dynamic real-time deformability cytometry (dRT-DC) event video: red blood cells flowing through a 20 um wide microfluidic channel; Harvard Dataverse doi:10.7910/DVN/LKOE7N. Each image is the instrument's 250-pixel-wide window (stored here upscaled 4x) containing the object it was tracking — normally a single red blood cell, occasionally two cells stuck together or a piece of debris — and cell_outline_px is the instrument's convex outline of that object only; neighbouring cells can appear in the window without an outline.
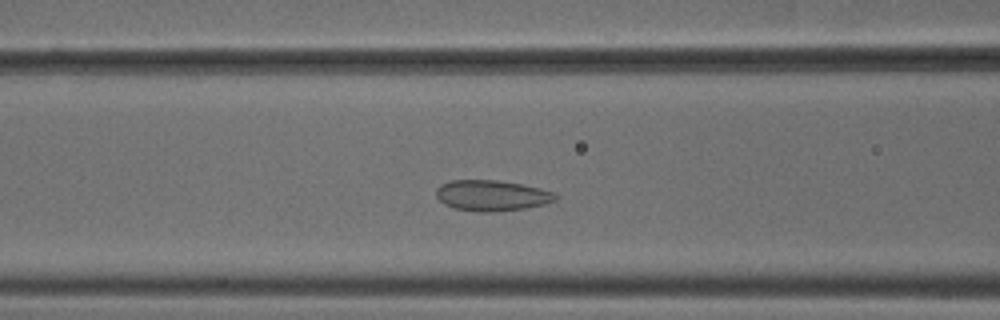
{"species": "common noctule bat (a hibernating species)", "species_latin": "Nyctalus noctula", "temperature_condition": "cold", "stored_images_in_passage": 48, "camera_frame_rate_fps": 3000, "um_per_image_px": 0.085, "animal": {"sex": "male", "body_mass_g": 18.8}, "frame": {"image": 1, "passage_image": 16, "time_ms": 5.0, "image_size_px": [1000, 320], "cell_outline_px": [[556, 200], [544, 204], [524, 208], [492, 212], [476, 212], [456, 208], [444, 204], [436, 196], [436, 188], [440, 184], [452, 180], [496, 180], [520, 184], [540, 188], [556, 192]], "centroid_in_image_um": [41.79, 16.61], "position_along_channel_um": 124.8, "area_um2": 21.33}}
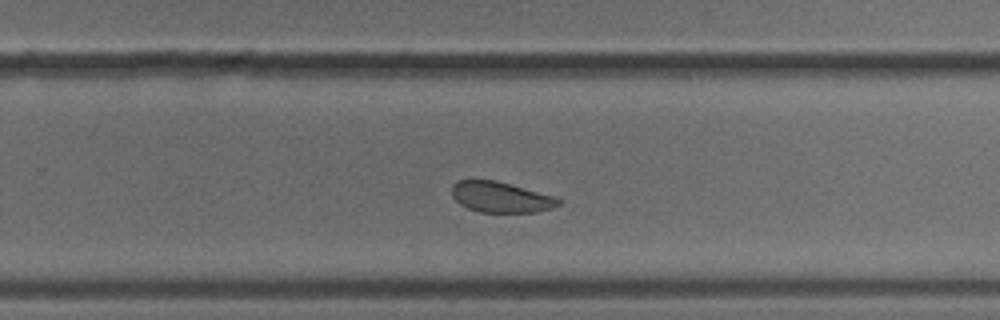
{"frame": {"image": 2, "passage_image": 29, "time_ms": 9.333, "image_size_px": [1000, 320], "cell_outline_px": [[564, 200], [560, 204], [552, 208], [536, 212], [480, 212], [468, 208], [460, 204], [452, 196], [452, 184], [456, 180], [496, 180], [556, 196]], "centroid_in_image_um": [42.6, 16.75], "position_along_channel_um": 287.2, "area_um2": 19.25}}
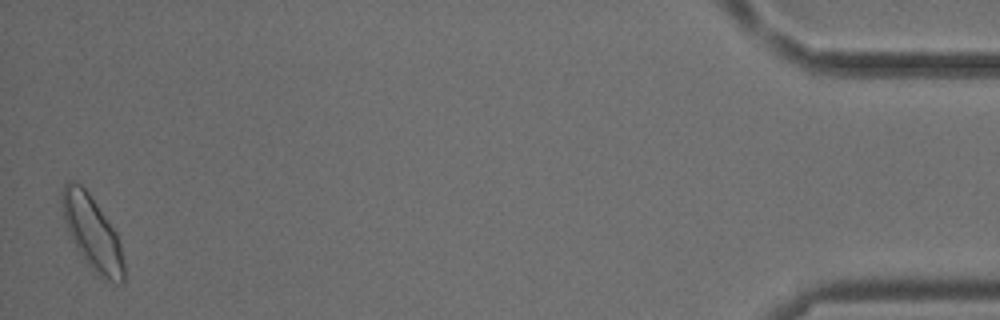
{"frame": {"image": 3, "passage_image": 47, "time_ms": 15.333, "image_size_px": [1000, 320], "cell_outline_px": [[124, 284], [116, 284], [104, 280], [96, 276], [84, 260], [72, 240], [64, 220], [60, 200], [60, 192], [64, 184], [68, 180], [72, 180], [80, 184], [88, 192], [116, 232], [120, 244], [124, 260]], "centroid_in_image_um": [7.84, 19.84], "position_along_channel_um": 427.4, "area_um2": 26.88}, "authors_computed_cell_mechanics": {"area_um2": 21.386, "velocity_mm_per_s": 3.7467, "shape_relaxation_time_tau1_ms": 4.3255, "shape_relaxation_time_tau2_ms": 1.0661, "deformation_change_tau1": 0.0621, "deformation_change_tau2": 0.053}}